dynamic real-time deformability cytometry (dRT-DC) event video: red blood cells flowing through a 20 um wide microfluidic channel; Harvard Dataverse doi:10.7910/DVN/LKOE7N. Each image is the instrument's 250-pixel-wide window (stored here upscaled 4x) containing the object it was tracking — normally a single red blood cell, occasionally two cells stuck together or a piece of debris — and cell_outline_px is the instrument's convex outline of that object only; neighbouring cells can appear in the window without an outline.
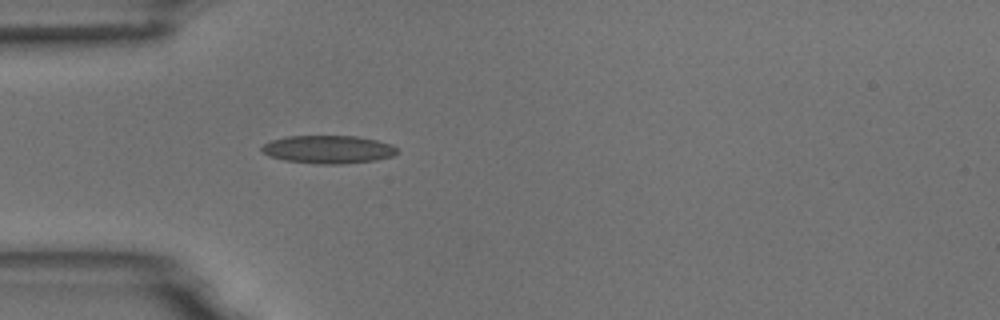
{"species": "common noctule bat (a hibernating species)", "species_latin": "Nyctalus noctula", "temperature_condition": "room temperature", "stored_images_in_passage": 1, "camera_frame_rate_fps": 3000, "um_per_image_px": 0.085, "animal": {"sex": "male", "body_mass_g": 18.8}, "frame": {"image": 1, "passage_image": 1, "time_ms": 0.0, "image_size_px": [1000, 320], "cell_outline_px": [[400, 152], [392, 156], [376, 160], [344, 164], [320, 164], [284, 160], [268, 156], [260, 148], [264, 144], [272, 140], [288, 136], [356, 136], [376, 140], [392, 144]], "centroid_in_image_um": [27.92, 12.7], "position_along_channel_um": 57.1, "area_um2": 22.14}}